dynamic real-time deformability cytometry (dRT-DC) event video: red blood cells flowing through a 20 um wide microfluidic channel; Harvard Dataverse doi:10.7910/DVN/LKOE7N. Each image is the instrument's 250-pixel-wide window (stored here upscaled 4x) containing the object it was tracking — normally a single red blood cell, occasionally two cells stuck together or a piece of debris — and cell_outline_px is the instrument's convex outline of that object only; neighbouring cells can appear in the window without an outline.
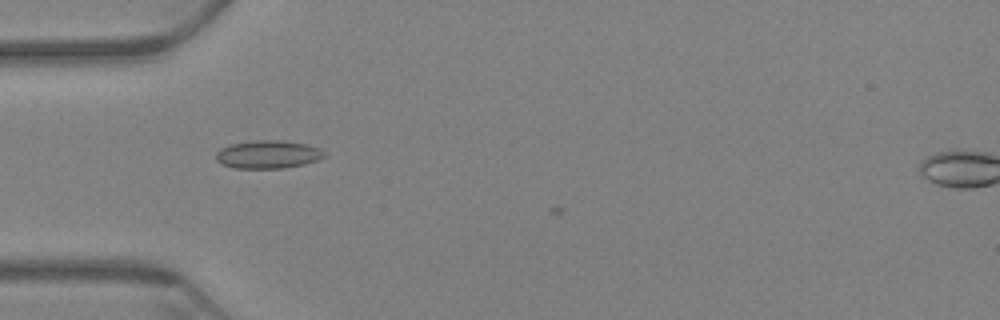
{"species": "Egyptian fruit bat (a non-hibernating species)", "species_latin": "Rousettus aegyptiacus", "temperature_condition": "warm", "stored_images_in_passage": 44, "camera_frame_rate_fps": 3000, "um_per_image_px": 0.085, "animal": {"sex": "female"}, "frame": {"image": 1, "passage_image": 3, "time_ms": 0.667, "image_size_px": [1000, 320], "cell_outline_px": [[328, 156], [304, 164], [284, 168], [236, 168], [220, 164], [216, 160], [216, 152], [220, 148], [232, 144], [256, 140], [280, 140], [304, 144], [320, 148]], "centroid_in_image_um": [22.77, 13.13], "position_along_channel_um": 62.2, "area_um2": 17.69}}
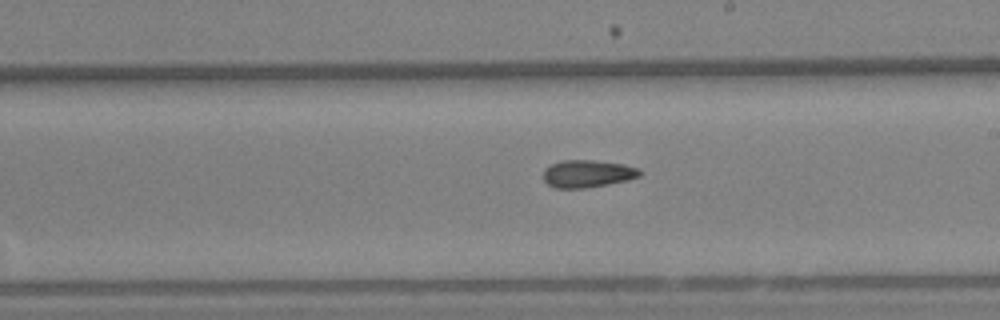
{"frame": {"image": 2, "passage_image": 20, "time_ms": 6.333, "image_size_px": [1000, 320], "cell_outline_px": [[644, 172], [640, 176], [628, 180], [588, 188], [556, 188], [548, 184], [544, 180], [544, 168], [552, 164], [564, 160], [592, 160], [624, 164], [640, 168]], "centroid_in_image_um": [49.99, 14.76], "position_along_channel_um": 239.0, "area_um2": 15.55}}
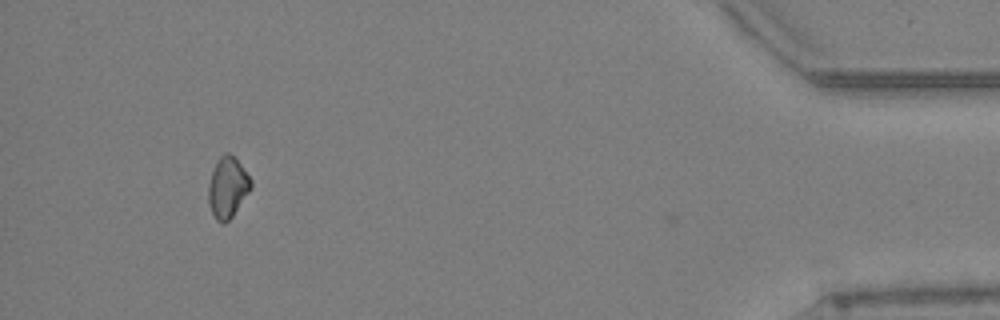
{"frame": {"image": 3, "passage_image": 43, "time_ms": 14.0, "image_size_px": [1000, 320], "cell_outline_px": [[252, 188], [232, 216], [224, 224], [220, 224], [216, 220], [208, 204], [208, 184], [216, 160], [224, 152], [228, 152], [240, 164], [252, 180]], "centroid_in_image_um": [19.33, 15.94], "position_along_channel_um": 415.9, "area_um2": 15.09}, "authors_computed_cell_mechanics": {"area_um2": 15.1725, "velocity_mm_per_s": 3.1687, "shape_relaxation_time_tau1_ms": null, "shape_relaxation_time_tau2_ms": 5.8905, "deformation_change_tau1": null, "deformation_change_tau2": 0.0842}}